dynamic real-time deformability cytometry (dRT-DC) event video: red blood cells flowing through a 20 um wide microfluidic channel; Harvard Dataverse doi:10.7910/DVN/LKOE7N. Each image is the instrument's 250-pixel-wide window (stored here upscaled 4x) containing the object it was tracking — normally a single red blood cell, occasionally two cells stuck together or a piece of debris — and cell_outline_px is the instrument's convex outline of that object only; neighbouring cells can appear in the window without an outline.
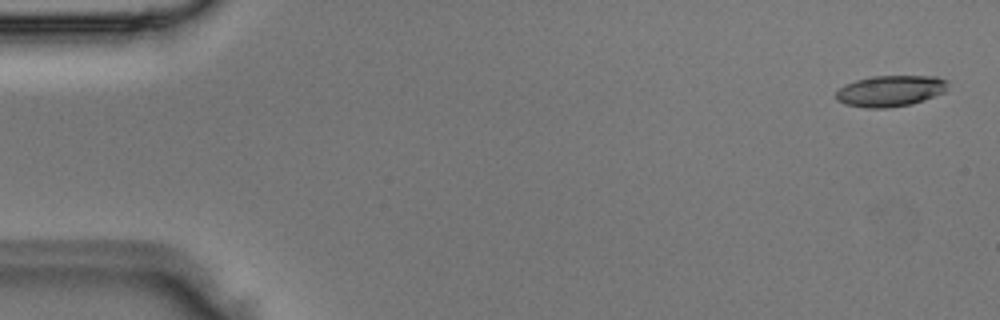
{"species": "Egyptian fruit bat (a non-hibernating species)", "species_latin": "Rousettus aegyptiacus", "temperature_condition": "room temperature", "stored_images_in_passage": 3, "camera_frame_rate_fps": 3000, "um_per_image_px": 0.085, "animal": {"sex": "male"}, "frame": {"image": 1, "passage_image": 1, "time_ms": 0.0, "image_size_px": [1000, 320], "cell_outline_px": [[948, 84], [944, 92], [924, 100], [912, 104], [884, 108], [868, 108], [844, 104], [836, 100], [836, 92], [844, 84], [856, 80], [872, 76], [936, 76], [948, 80]], "centroid_in_image_um": [75.67, 7.72], "position_along_channel_um": 9.3, "area_um2": 20.35}}